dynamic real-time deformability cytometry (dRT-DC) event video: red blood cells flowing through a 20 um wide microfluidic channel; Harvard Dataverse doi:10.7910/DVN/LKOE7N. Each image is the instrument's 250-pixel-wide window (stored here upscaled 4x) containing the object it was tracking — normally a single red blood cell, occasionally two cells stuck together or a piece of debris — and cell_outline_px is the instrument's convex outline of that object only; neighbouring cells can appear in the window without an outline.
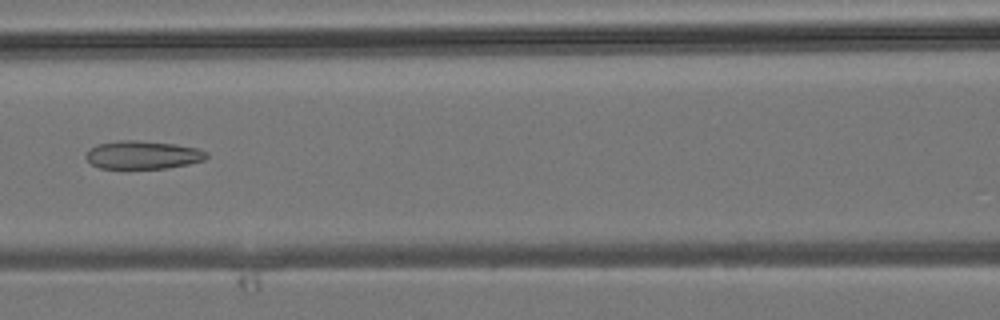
{"species": "common noctule bat (a hibernating species)", "species_latin": "Nyctalus noctula", "temperature_condition": "room temperature", "stored_images_in_passage": 40, "camera_frame_rate_fps": 3000, "um_per_image_px": 0.085, "animal": {"sex": "male", "body_mass_g": 19.2, "forearm_length_mm": 51.8}, "frame": {"image": 1, "passage_image": 17, "time_ms": 5.333, "image_size_px": [1000, 320], "cell_outline_px": [[208, 156], [204, 160], [188, 164], [168, 168], [100, 168], [92, 164], [84, 156], [96, 144], [120, 140], [136, 140], [172, 144], [196, 148], [208, 152]], "centroid_in_image_um": [12.14, 13.17], "position_along_channel_um": 154.5, "area_um2": 19.59}}
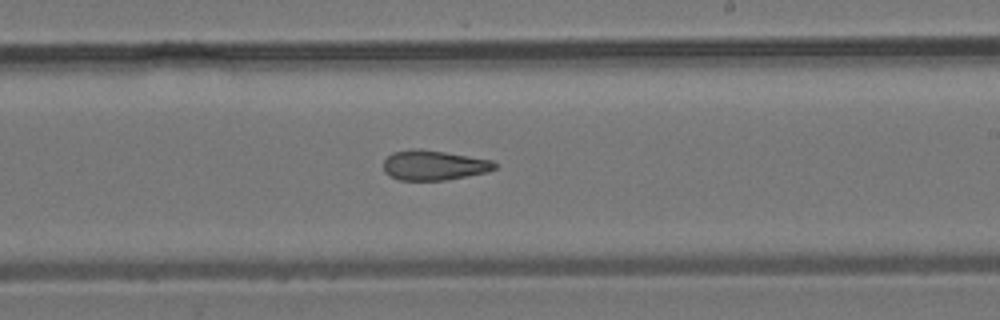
{"frame": {"image": 2, "passage_image": 23, "time_ms": 7.333, "image_size_px": [1000, 320], "cell_outline_px": [[496, 168], [488, 172], [444, 180], [400, 180], [384, 172], [384, 160], [392, 152], [412, 148], [420, 148], [492, 160], [496, 164]], "centroid_in_image_um": [36.86, 14.03], "position_along_channel_um": 252.1, "area_um2": 19.31}}
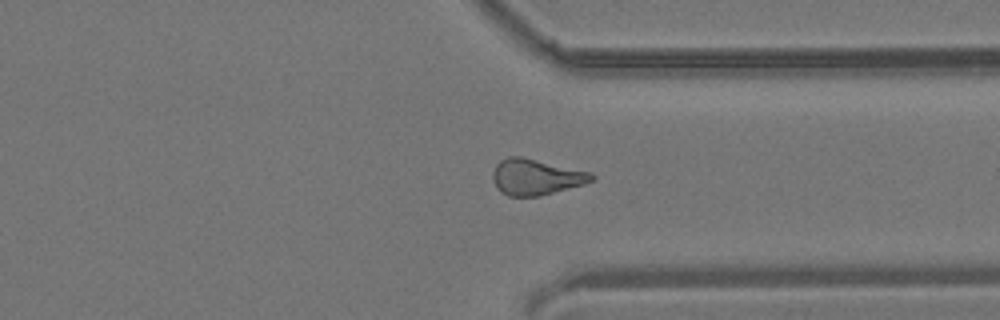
{"frame": {"image": 3, "passage_image": 30, "time_ms": 9.667, "image_size_px": [1000, 320], "cell_outline_px": [[596, 176], [592, 180], [584, 184], [540, 196], [508, 196], [500, 192], [496, 188], [492, 176], [496, 164], [500, 160], [508, 156], [520, 156], [592, 172]], "centroid_in_image_um": [45.54, 15.04], "position_along_channel_um": 365.9, "area_um2": 20.75}}